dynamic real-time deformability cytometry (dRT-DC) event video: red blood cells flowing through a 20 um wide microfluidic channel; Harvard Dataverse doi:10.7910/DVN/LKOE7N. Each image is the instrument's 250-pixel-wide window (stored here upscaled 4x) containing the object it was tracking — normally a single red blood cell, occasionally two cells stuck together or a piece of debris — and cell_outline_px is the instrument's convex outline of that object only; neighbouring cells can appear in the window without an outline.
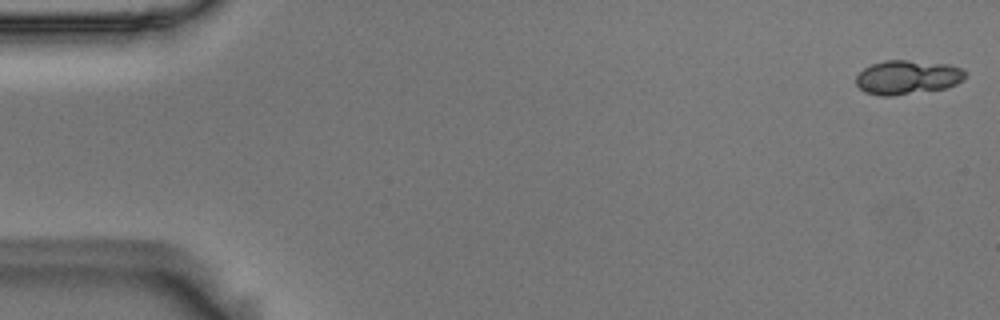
{"species": "Egyptian fruit bat (a non-hibernating species)", "species_latin": "Rousettus aegyptiacus", "temperature_condition": "room temperature", "stored_images_in_passage": 5, "camera_frame_rate_fps": 3000, "um_per_image_px": 0.085, "animal": {"sex": "male"}, "frame": {"image": 1, "passage_image": 1, "time_ms": 0.0, "image_size_px": [1000, 320], "cell_outline_px": [[964, 76], [956, 84], [948, 88], [892, 96], [880, 96], [864, 92], [856, 84], [856, 76], [864, 68], [872, 64], [884, 60], [908, 60], [948, 64], [964, 68]], "centroid_in_image_um": [77.11, 6.57], "position_along_channel_um": 7.9, "area_um2": 21.79}}